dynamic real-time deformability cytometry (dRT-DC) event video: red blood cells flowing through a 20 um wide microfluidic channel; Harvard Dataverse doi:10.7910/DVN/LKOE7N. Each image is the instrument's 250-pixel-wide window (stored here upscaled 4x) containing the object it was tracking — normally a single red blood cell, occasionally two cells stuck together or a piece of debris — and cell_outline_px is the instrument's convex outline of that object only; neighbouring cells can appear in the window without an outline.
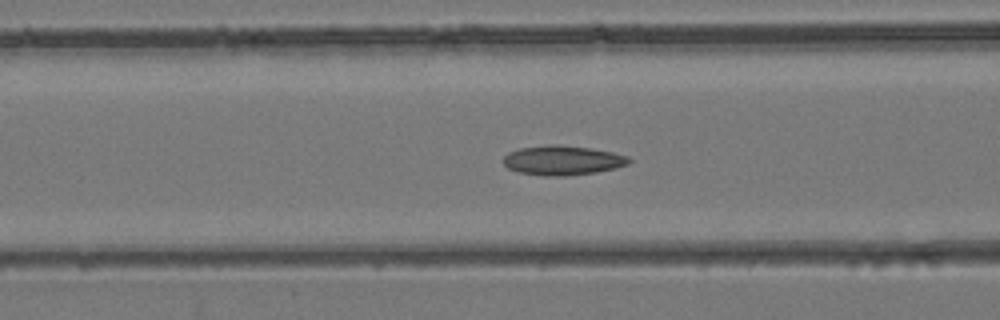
{"species": "common noctule bat (a hibernating species)", "species_latin": "Nyctalus noctula", "temperature_condition": "room temperature", "stored_images_in_passage": 44, "camera_frame_rate_fps": 3000, "um_per_image_px": 0.085, "animal": {"sex": "female", "body_mass_g": 24.6, "forearm_length_mm": 56.2}, "frame": {"image": 1, "passage_image": 18, "time_ms": 5.667, "image_size_px": [1000, 320], "cell_outline_px": [[632, 160], [628, 164], [616, 168], [596, 172], [564, 176], [544, 176], [520, 172], [508, 168], [504, 164], [504, 156], [508, 152], [520, 148], [548, 144], [556, 144], [592, 148], [612, 152], [628, 156]], "centroid_in_image_um": [47.83, 13.62], "position_along_channel_um": 118.8, "area_um2": 21.68}}
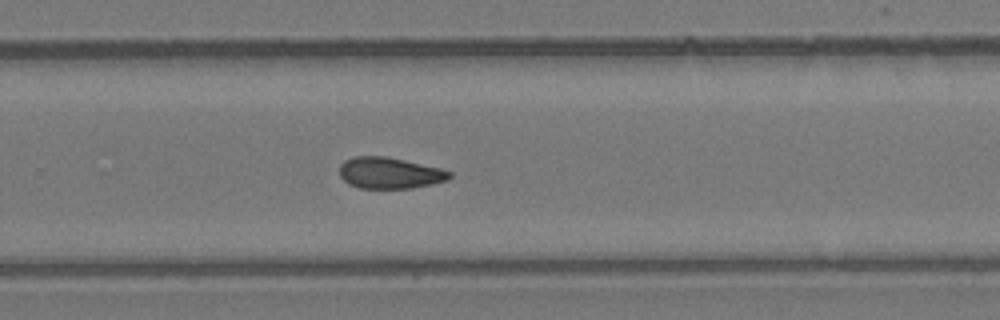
{"frame": {"image": 2, "passage_image": 29, "time_ms": 9.333, "image_size_px": [1000, 320], "cell_outline_px": [[452, 176], [448, 180], [432, 184], [412, 188], [360, 188], [348, 184], [340, 176], [340, 164], [344, 160], [356, 156], [384, 156], [404, 160], [440, 168], [452, 172]], "centroid_in_image_um": [33.12, 14.7], "position_along_channel_um": 296.7, "area_um2": 20.06}}
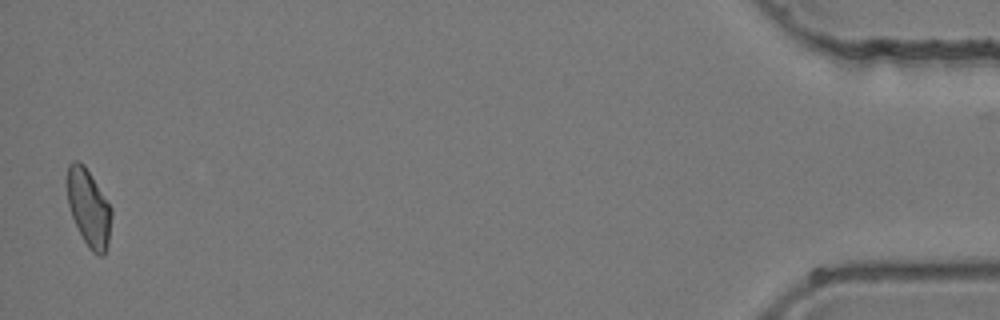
{"frame": {"image": 3, "passage_image": 43, "time_ms": 14.0, "image_size_px": [1000, 320], "cell_outline_px": [[112, 216], [108, 244], [104, 256], [100, 256], [92, 252], [88, 248], [72, 216], [68, 204], [68, 164], [72, 160], [76, 160], [84, 164], [112, 208]], "centroid_in_image_um": [7.56, 17.69], "position_along_channel_um": 427.6, "area_um2": 19.77}}